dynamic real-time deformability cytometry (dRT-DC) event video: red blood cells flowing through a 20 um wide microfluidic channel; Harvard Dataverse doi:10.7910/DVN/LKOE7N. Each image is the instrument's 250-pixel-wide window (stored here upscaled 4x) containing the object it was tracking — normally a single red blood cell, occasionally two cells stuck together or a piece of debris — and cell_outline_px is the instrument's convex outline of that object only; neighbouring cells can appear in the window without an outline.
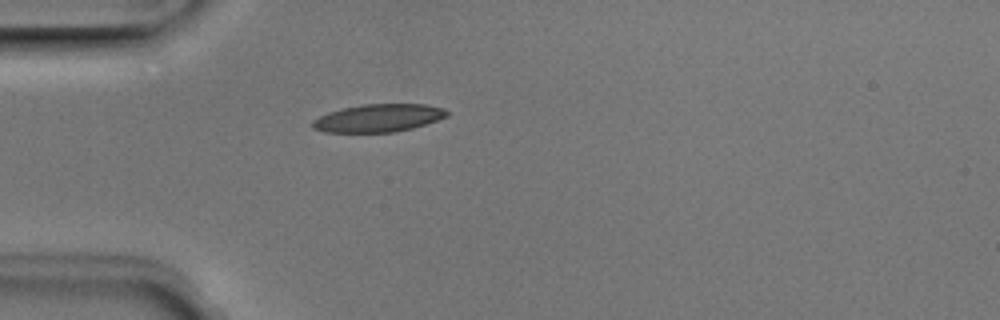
{"species": "Egyptian fruit bat (a non-hibernating species)", "species_latin": "Rousettus aegyptiacus", "temperature_condition": "room temperature", "stored_images_in_passage": 4, "camera_frame_rate_fps": 3000, "um_per_image_px": 0.085, "animal": {"sex": "male"}, "frame": {"image": 1, "passage_image": 4, "time_ms": 1.0, "image_size_px": [1000, 320], "cell_outline_px": [[448, 116], [412, 128], [396, 132], [324, 132], [312, 128], [312, 120], [328, 112], [344, 108], [364, 104], [428, 104], [444, 108], [448, 112]], "centroid_in_image_um": [32.16, 10.03], "position_along_channel_um": 52.8, "area_um2": 21.73}}